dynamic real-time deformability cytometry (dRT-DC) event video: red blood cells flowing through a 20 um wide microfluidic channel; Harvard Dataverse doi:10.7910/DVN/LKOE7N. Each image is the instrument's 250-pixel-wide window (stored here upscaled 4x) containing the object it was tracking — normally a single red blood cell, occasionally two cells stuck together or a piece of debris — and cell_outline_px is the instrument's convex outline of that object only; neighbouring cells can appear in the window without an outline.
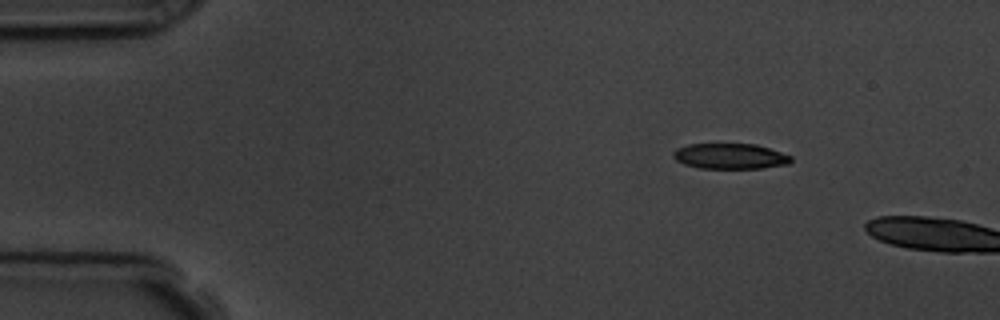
{"species": "common noctule bat (a hibernating species)", "species_latin": "Nyctalus noctula", "temperature_condition": "room temperature", "stored_images_in_passage": 3, "camera_frame_rate_fps": 3000, "um_per_image_px": 0.085, "animal": {"sex": "male", "body_mass_g": 19.5, "forearm_length_mm": 54.6}, "frame": {"image": 1, "passage_image": 2, "time_ms": 1.333, "image_size_px": [1000, 320], "cell_outline_px": [[792, 160], [788, 164], [764, 168], [700, 168], [684, 164], [676, 160], [672, 156], [672, 152], [676, 148], [688, 144], [756, 144], [792, 156]], "centroid_in_image_um": [62.04, 13.27], "position_along_channel_um": 23.0, "area_um2": 17.51}}